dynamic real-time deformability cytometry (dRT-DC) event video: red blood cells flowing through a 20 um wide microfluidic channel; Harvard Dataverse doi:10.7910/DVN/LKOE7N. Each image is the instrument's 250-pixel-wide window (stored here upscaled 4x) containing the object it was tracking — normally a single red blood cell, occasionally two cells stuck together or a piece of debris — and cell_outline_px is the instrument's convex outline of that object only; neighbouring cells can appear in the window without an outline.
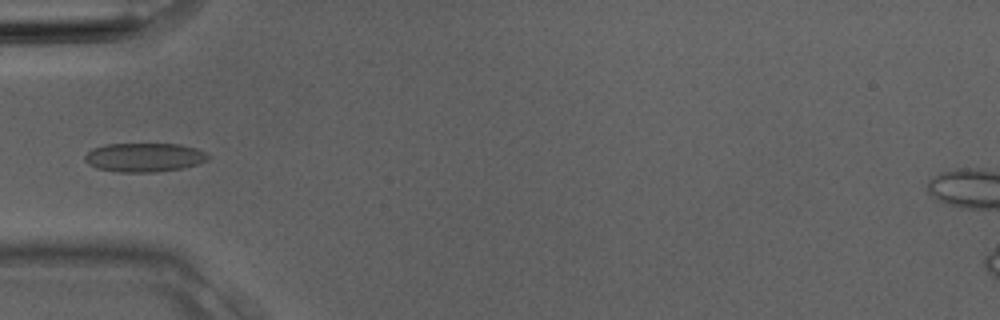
{"species": "Egyptian fruit bat (a non-hibernating species)", "species_latin": "Rousettus aegyptiacus", "temperature_condition": "room temperature", "stored_images_in_passage": 4, "camera_frame_rate_fps": 3000, "um_per_image_px": 0.085, "animal": {"sex": "male"}, "frame": {"image": 1, "passage_image": 4, "time_ms": 1.0, "image_size_px": [1000, 320], "cell_outline_px": [[212, 156], [208, 160], [196, 164], [180, 168], [156, 172], [120, 172], [96, 168], [88, 164], [84, 160], [84, 156], [92, 148], [104, 144], [180, 144], [196, 148]], "centroid_in_image_um": [12.25, 13.37], "position_along_channel_um": 72.8, "area_um2": 20.81}}